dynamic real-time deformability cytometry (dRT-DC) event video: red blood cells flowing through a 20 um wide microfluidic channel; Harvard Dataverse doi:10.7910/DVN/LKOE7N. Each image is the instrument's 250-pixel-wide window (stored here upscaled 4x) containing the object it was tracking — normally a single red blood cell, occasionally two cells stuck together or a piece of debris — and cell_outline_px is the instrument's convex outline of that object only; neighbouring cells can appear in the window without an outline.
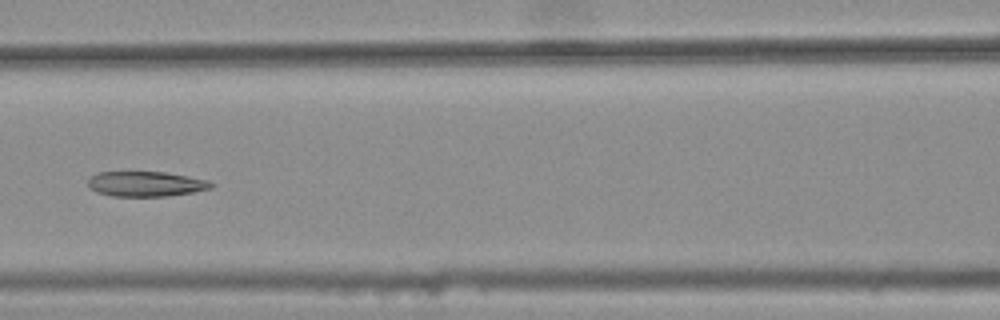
{"species": "common noctule bat (a hibernating species)", "species_latin": "Nyctalus noctula", "temperature_condition": "warm", "stored_images_in_passage": 6, "camera_frame_rate_fps": 3000, "um_per_image_px": 0.085, "animal": {"sex": "female", "body_mass_g": 25.1}, "frame": {"image": 1, "passage_image": 6, "time_ms": 1.667, "image_size_px": [1000, 320], "cell_outline_px": [[216, 184], [212, 188], [192, 192], [168, 196], [112, 196], [96, 192], [88, 188], [88, 176], [100, 172], [164, 172], [188, 176], [208, 180]], "centroid_in_image_um": [12.38, 15.63], "position_along_channel_um": 154.2, "area_um2": 18.15}}